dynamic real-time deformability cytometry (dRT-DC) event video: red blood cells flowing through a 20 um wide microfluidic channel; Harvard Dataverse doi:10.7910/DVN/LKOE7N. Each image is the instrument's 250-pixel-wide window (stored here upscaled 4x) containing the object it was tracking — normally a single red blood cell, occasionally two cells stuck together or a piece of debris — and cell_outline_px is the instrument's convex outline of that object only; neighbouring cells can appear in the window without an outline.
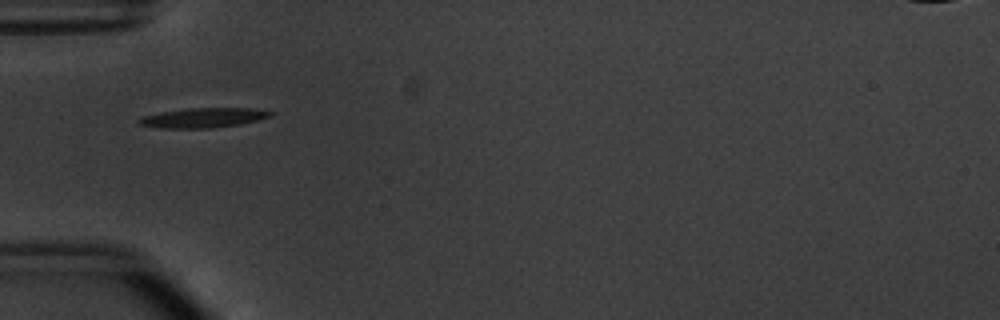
{"species": "common noctule bat (a hibernating species)", "species_latin": "Nyctalus noctula", "temperature_condition": "warm", "stored_images_in_passage": 38, "camera_frame_rate_fps": 3000, "um_per_image_px": 0.085, "animal": {"sex": "male", "body_mass_g": 20.1, "forearm_length_mm": 53.5}, "frame": {"image": 1, "passage_image": 2, "time_ms": 0.333, "image_size_px": [1000, 320], "cell_outline_px": [[272, 116], [240, 124], [212, 128], [160, 128], [140, 124], [136, 120], [140, 116], [160, 112], [188, 108], [248, 108], [272, 112]], "centroid_in_image_um": [17.21, 10.01], "position_along_channel_um": 67.8, "area_um2": 15.03}}
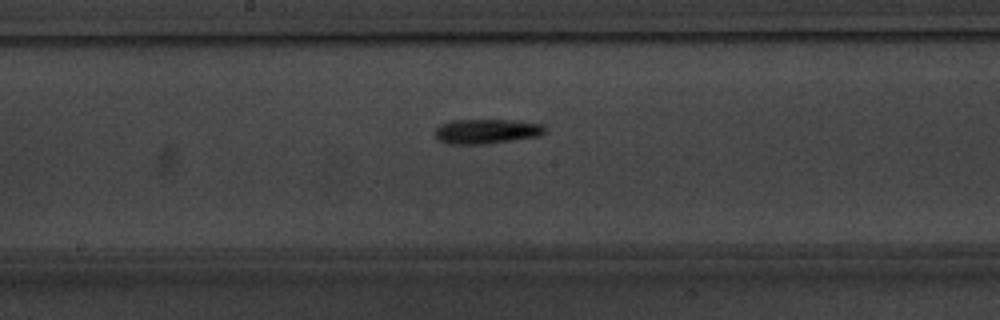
{"frame": {"image": 2, "passage_image": 13, "time_ms": 4.0, "image_size_px": [1000, 320], "cell_outline_px": [[544, 132], [540, 136], [484, 144], [448, 144], [436, 140], [436, 128], [440, 124], [452, 120], [516, 120], [544, 124]], "centroid_in_image_um": [41.34, 11.16], "position_along_channel_um": 206.9, "area_um2": 15.9}}
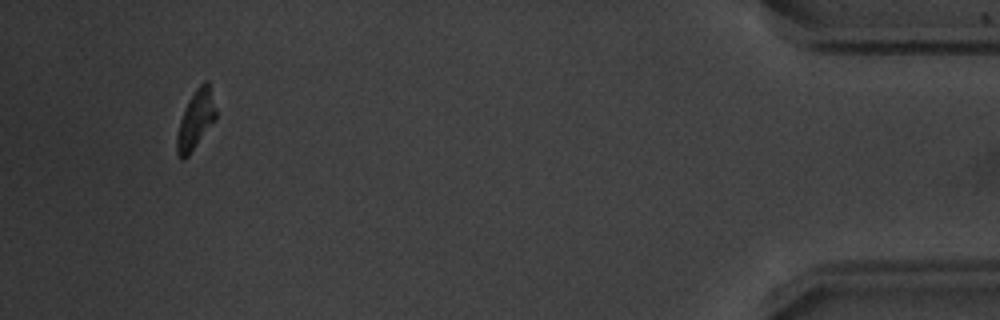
{"frame": {"image": 3, "passage_image": 35, "time_ms": 11.333, "image_size_px": [1000, 320], "cell_outline_px": [[216, 120], [188, 156], [184, 160], [180, 160], [176, 156], [176, 136], [180, 120], [196, 88], [204, 80], [208, 80], [216, 108]], "centroid_in_image_um": [16.63, 10.23], "position_along_channel_um": 418.6, "area_um2": 13.35}, "authors_computed_cell_mechanics": {"area_um2": 14.4789, "velocity_mm_per_s": 3.8038, "shape_relaxation_time_tau1_ms": 3.7495, "shape_relaxation_time_tau2_ms": null, "deformation_change_tau1": 0.1879, "deformation_change_tau2": null}}